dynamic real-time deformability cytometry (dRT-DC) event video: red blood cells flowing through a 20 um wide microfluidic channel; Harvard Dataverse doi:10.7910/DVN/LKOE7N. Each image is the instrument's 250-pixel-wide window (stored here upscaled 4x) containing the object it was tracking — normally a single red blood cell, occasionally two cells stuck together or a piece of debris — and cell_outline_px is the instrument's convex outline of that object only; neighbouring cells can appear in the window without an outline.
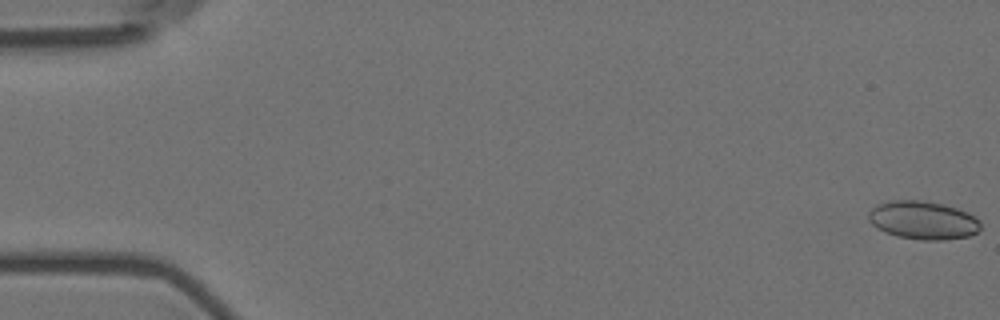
{"species": "Egyptian fruit bat (a non-hibernating species)", "species_latin": "Rousettus aegyptiacus", "temperature_condition": "room temperature", "stored_images_in_passage": 4, "camera_frame_rate_fps": 3000, "um_per_image_px": 0.085, "animal": {"sex": "female"}, "frame": {"image": 1, "passage_image": 1, "time_ms": 0.0, "image_size_px": [1000, 320], "cell_outline_px": [[980, 228], [976, 232], [968, 236], [944, 240], [920, 240], [896, 236], [884, 232], [872, 224], [868, 220], [868, 212], [876, 204], [892, 200], [920, 200], [944, 204], [968, 212], [976, 216], [980, 220]], "centroid_in_image_um": [78.45, 18.71], "position_along_channel_um": 6.6, "area_um2": 25.2}}